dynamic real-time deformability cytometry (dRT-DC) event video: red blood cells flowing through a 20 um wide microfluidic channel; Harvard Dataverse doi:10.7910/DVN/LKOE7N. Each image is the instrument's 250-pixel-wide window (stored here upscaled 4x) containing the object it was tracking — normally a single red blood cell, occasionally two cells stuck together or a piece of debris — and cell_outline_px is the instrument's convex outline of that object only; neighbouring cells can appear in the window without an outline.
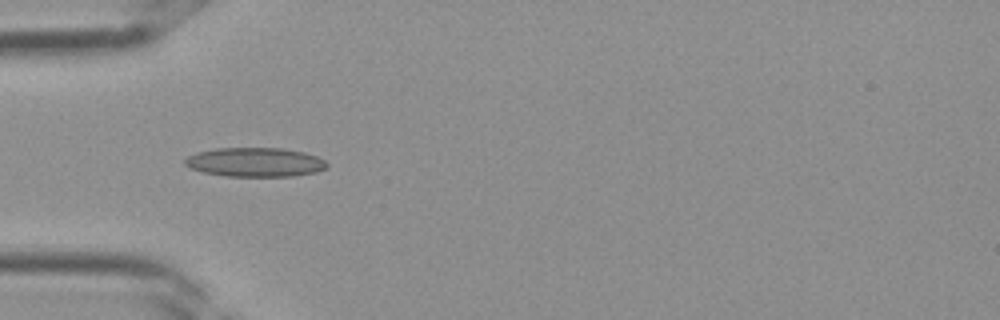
{"species": "Egyptian fruit bat (a non-hibernating species)", "species_latin": "Rousettus aegyptiacus", "temperature_condition": "room temperature", "stored_images_in_passage": 26, "camera_frame_rate_fps": 3000, "um_per_image_px": 0.085, "frame": {"image": 1, "passage_image": 1, "time_ms": 0.0, "image_size_px": [1000, 320], "cell_outline_px": [[328, 168], [316, 172], [292, 176], [224, 176], [204, 172], [192, 168], [184, 164], [184, 160], [188, 156], [196, 152], [216, 148], [284, 148], [304, 152], [316, 156], [324, 160], [328, 164]], "centroid_in_image_um": [21.7, 13.78], "position_along_channel_um": 63.3, "area_um2": 24.16}}
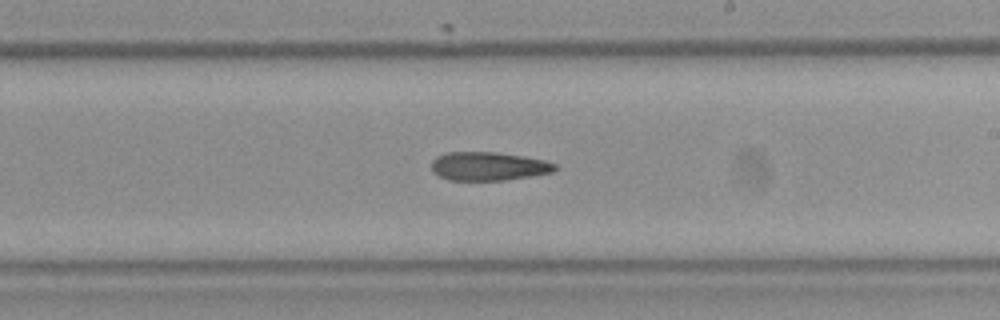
{"frame": {"image": 2, "passage_image": 11, "time_ms": 3.333, "image_size_px": [1000, 320], "cell_outline_px": [[556, 168], [552, 172], [504, 180], [448, 180], [432, 172], [432, 160], [436, 156], [444, 152], [496, 152], [524, 156], [544, 160], [556, 164]], "centroid_in_image_um": [41.47, 14.12], "position_along_channel_um": 247.5, "area_um2": 20.52}}
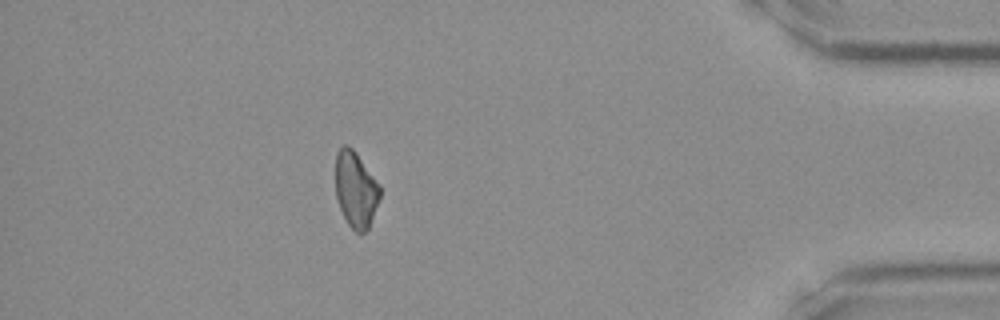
{"frame": {"image": 3, "passage_image": 22, "time_ms": 7.0, "image_size_px": [1000, 320], "cell_outline_px": [[380, 200], [368, 228], [364, 232], [356, 232], [348, 224], [340, 208], [336, 196], [336, 152], [344, 144], [348, 144], [356, 152], [380, 184]], "centroid_in_image_um": [30.25, 16.08], "position_along_channel_um": 405.0, "area_um2": 19.71}}